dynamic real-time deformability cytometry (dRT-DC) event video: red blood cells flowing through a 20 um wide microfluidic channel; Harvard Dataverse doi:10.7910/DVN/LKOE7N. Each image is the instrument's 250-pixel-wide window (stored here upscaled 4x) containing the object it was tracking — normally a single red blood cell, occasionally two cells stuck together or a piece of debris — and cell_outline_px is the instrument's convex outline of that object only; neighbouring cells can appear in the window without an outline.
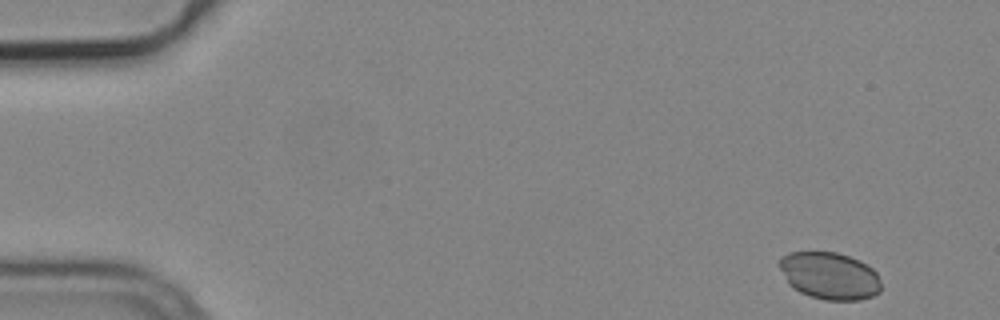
{"species": "common noctule bat (a hibernating species)", "species_latin": "Nyctalus noctula", "temperature_condition": "cold", "stored_images_in_passage": 7, "camera_frame_rate_fps": 3000, "um_per_image_px": 0.085, "animal": {"sex": "male", "body_mass_g": 19.2, "forearm_length_mm": 51.8}, "frame": {"image": 1, "passage_image": 1, "time_ms": 0.0, "image_size_px": [1000, 320], "cell_outline_px": [[880, 292], [872, 296], [860, 300], [824, 300], [800, 292], [788, 284], [780, 268], [780, 260], [788, 252], [836, 252], [860, 260], [872, 268], [876, 272], [880, 280]], "centroid_in_image_um": [70.54, 23.44], "position_along_channel_um": 14.5, "area_um2": 27.86}}